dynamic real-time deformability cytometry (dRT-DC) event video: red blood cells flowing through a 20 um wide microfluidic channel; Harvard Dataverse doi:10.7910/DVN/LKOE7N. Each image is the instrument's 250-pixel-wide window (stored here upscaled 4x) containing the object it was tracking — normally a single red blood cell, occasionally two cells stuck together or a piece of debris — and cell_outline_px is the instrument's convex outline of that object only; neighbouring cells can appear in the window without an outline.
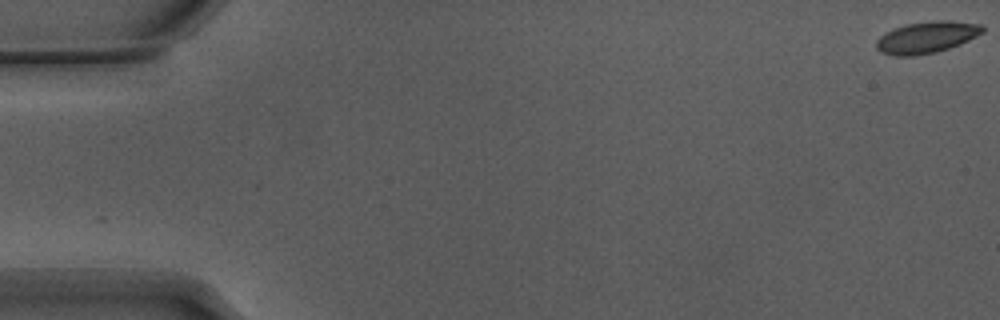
{"species": "Egyptian fruit bat (a non-hibernating species)", "species_latin": "Rousettus aegyptiacus", "temperature_condition": "warm", "stored_images_in_passage": 55, "camera_frame_rate_fps": 3000, "um_per_image_px": 0.085, "animal": {"sex": "male"}, "frame": {"image": 1, "passage_image": 1, "time_ms": 0.0, "image_size_px": [1000, 320], "cell_outline_px": [[984, 32], [960, 44], [936, 52], [916, 56], [892, 56], [880, 52], [876, 48], [876, 40], [880, 36], [904, 24], [936, 20], [944, 20], [984, 24]], "centroid_in_image_um": [78.77, 3.17], "position_along_channel_um": 6.2, "area_um2": 19.65}}
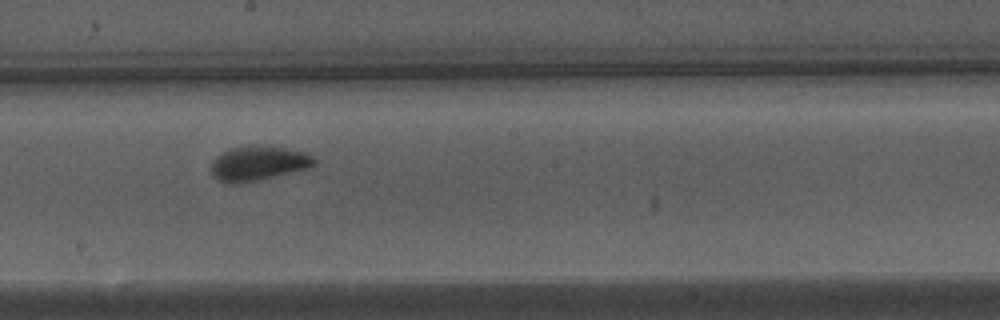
{"frame": {"image": 2, "passage_image": 31, "time_ms": 10.0, "image_size_px": [1000, 320], "cell_outline_px": [[320, 160], [312, 168], [256, 180], [232, 184], [220, 180], [212, 176], [212, 160], [216, 156], [232, 148], [248, 144], [256, 144], [284, 148], [308, 152]], "centroid_in_image_um": [22.04, 13.85], "position_along_channel_um": 226.2, "area_um2": 21.1}}
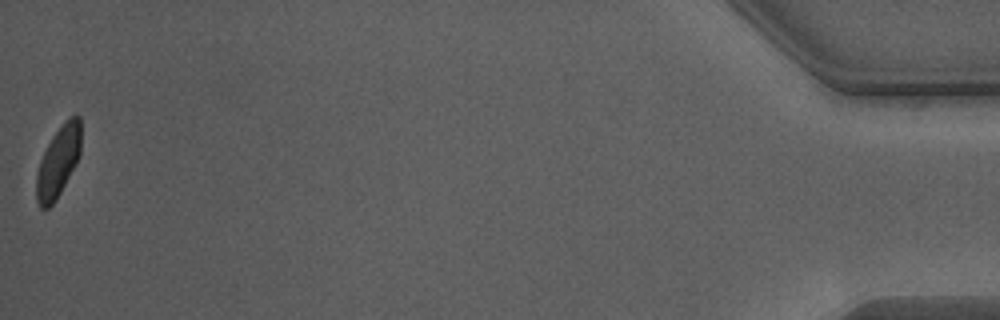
{"frame": {"image": 3, "passage_image": 55, "time_ms": 18.0, "image_size_px": [1000, 320], "cell_outline_px": [[80, 156], [76, 164], [56, 200], [48, 208], [40, 208], [36, 200], [36, 172], [40, 160], [52, 136], [72, 116], [80, 116]], "centroid_in_image_um": [4.93, 13.8], "position_along_channel_um": 430.3, "area_um2": 18.09}, "authors_computed_cell_mechanics": {"area_um2": 19.652, "velocity_mm_per_s": 3.8165, "shape_relaxation_time_tau1_ms": 2.9588, "shape_relaxation_time_tau2_ms": 0.7208, "deformation_change_tau1": 0.122, "deformation_change_tau2": 0.0602}}